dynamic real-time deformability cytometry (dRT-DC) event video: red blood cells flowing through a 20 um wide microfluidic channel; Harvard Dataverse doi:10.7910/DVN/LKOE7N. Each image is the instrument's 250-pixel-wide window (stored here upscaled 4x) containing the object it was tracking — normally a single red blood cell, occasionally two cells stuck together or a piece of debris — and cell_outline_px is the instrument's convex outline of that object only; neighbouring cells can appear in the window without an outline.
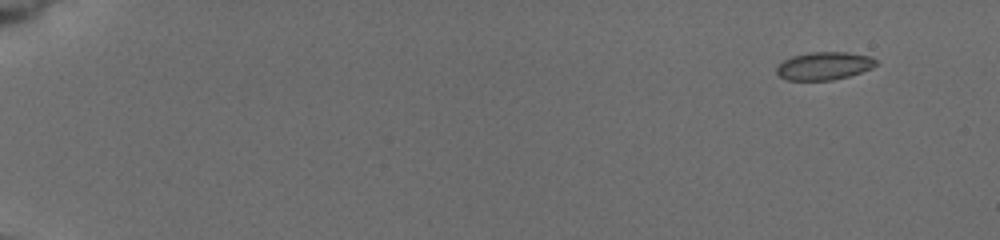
{"species": "common noctule bat (a hibernating species)", "species_latin": "Nyctalus noctula", "temperature_condition": "cold", "stored_images_in_passage": 20, "camera_frame_rate_fps": 3000, "um_per_image_px": 0.085, "animal": {"sex": "female", "body_mass_g": 19.5, "forearm_length_mm": 54.1}, "frame": {"image": 1, "passage_image": 1, "time_ms": 0.0, "image_size_px": [1000, 240], "cell_outline_px": [[876, 64], [872, 68], [848, 76], [828, 80], [788, 80], [780, 76], [776, 72], [776, 68], [784, 60], [792, 56], [812, 52], [848, 52], [872, 56], [876, 60]], "centroid_in_image_um": [70.06, 5.59], "position_along_channel_um": 14.9, "area_um2": 16.01}}
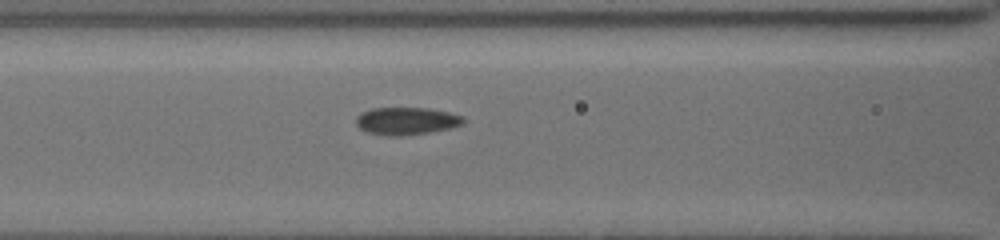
{"frame": {"image": 2, "passage_image": 15, "time_ms": 7.333, "image_size_px": [1000, 240], "cell_outline_px": [[468, 120], [464, 124], [452, 128], [428, 132], [400, 136], [388, 136], [368, 132], [360, 128], [356, 124], [356, 116], [360, 112], [372, 108], [428, 108], [448, 112], [464, 116]], "centroid_in_image_um": [34.58, 10.28], "position_along_channel_um": 132.0, "area_um2": 17.4}}
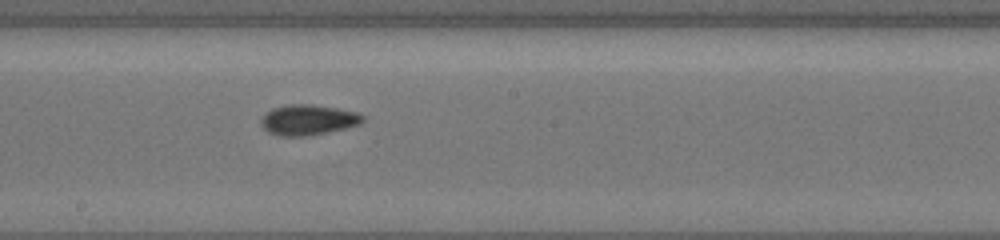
{"frame": {"image": 3, "passage_image": 20, "time_ms": 9.667, "image_size_px": [1000, 240], "cell_outline_px": [[364, 120], [360, 124], [344, 128], [304, 136], [284, 136], [272, 132], [264, 128], [260, 120], [272, 108], [288, 104], [312, 104], [336, 108], [356, 112], [364, 116]], "centroid_in_image_um": [26.21, 10.17], "position_along_channel_um": 222.0, "area_um2": 17.57}}